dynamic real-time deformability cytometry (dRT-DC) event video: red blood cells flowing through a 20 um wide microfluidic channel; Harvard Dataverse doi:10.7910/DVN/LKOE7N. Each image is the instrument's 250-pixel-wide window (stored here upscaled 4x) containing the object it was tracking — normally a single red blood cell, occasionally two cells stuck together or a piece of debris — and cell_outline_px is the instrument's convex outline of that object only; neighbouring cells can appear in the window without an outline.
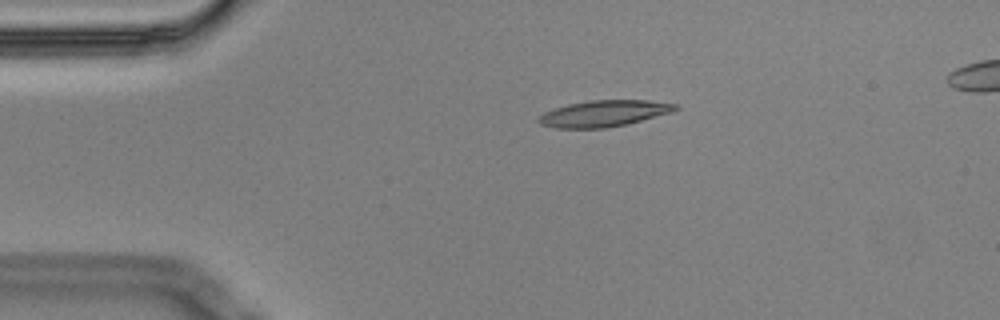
{"species": "Egyptian fruit bat (a non-hibernating species)", "species_latin": "Rousettus aegyptiacus", "temperature_condition": "cold", "stored_images_in_passage": 4, "camera_frame_rate_fps": 3000, "um_per_image_px": 0.085, "animal": {"sex": "male"}, "frame": {"image": 1, "passage_image": 4, "time_ms": 1.0, "image_size_px": [1000, 320], "cell_outline_px": [[680, 108], [672, 112], [628, 124], [604, 128], [556, 128], [540, 124], [536, 120], [544, 112], [568, 104], [588, 100], [648, 100], [680, 104]], "centroid_in_image_um": [51.37, 9.64], "position_along_channel_um": 33.6, "area_um2": 21.1}}